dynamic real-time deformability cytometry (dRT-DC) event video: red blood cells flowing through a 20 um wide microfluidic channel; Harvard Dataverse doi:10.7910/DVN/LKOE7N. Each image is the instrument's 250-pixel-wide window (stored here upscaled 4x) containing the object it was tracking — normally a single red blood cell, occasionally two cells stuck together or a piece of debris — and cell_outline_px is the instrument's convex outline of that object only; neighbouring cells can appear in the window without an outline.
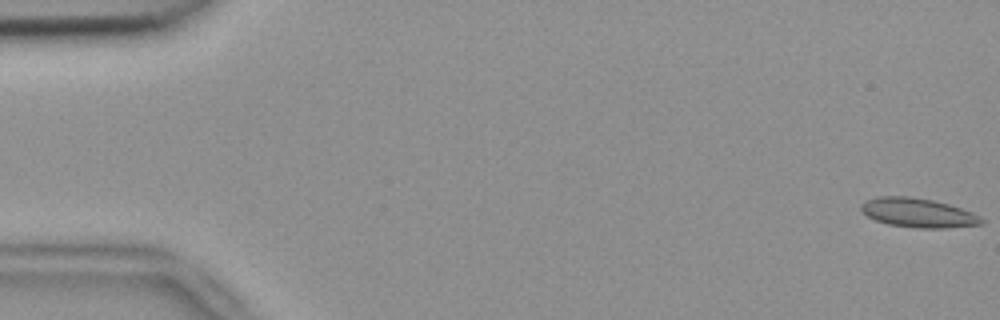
{"species": "common noctule bat (a hibernating species)", "species_latin": "Nyctalus noctula", "temperature_condition": "room temperature", "stored_images_in_passage": 9, "camera_frame_rate_fps": 3000, "um_per_image_px": 0.085, "animal": {"sex": "female", "body_mass_g": 18.4}, "frame": {"image": 1, "passage_image": 1, "time_ms": 0.0, "image_size_px": [1000, 320], "cell_outline_px": [[984, 224], [944, 228], [916, 228], [888, 224], [876, 220], [868, 216], [860, 208], [860, 204], [868, 200], [880, 196], [908, 196], [932, 200], [948, 204], [972, 212], [980, 216], [984, 220]], "centroid_in_image_um": [78.06, 18.09], "position_along_channel_um": 6.9, "area_um2": 20.35}}